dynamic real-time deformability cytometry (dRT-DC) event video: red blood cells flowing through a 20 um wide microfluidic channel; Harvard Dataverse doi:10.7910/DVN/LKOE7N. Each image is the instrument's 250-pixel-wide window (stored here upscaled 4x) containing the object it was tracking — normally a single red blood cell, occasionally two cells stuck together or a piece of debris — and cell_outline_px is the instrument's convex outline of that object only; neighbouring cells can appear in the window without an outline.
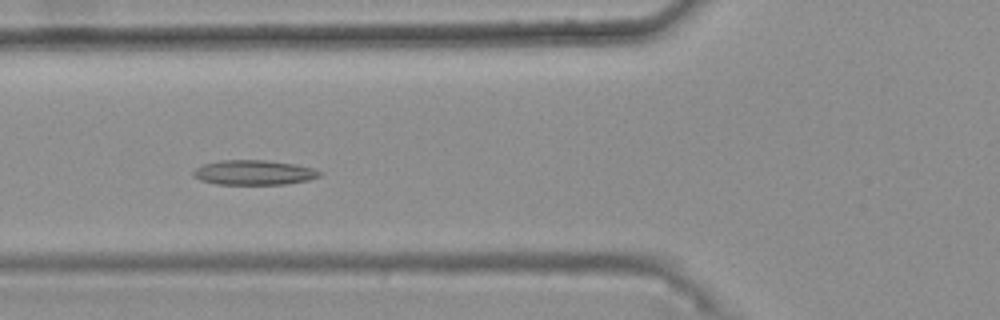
{"species": "common noctule bat (a hibernating species)", "species_latin": "Nyctalus noctula", "temperature_condition": "warm", "stored_images_in_passage": 46, "camera_frame_rate_fps": 3000, "um_per_image_px": 0.085, "animal": {"sex": "female", "body_mass_g": 25.1}, "frame": {"image": 1, "passage_image": 20, "time_ms": 6.333, "image_size_px": [1000, 320], "cell_outline_px": [[324, 172], [320, 176], [308, 180], [284, 184], [216, 184], [200, 180], [192, 176], [192, 172], [196, 168], [204, 164], [220, 160], [264, 160], [296, 164], [312, 168]], "centroid_in_image_um": [21.58, 14.66], "position_along_channel_um": 104.2, "area_um2": 18.26}}
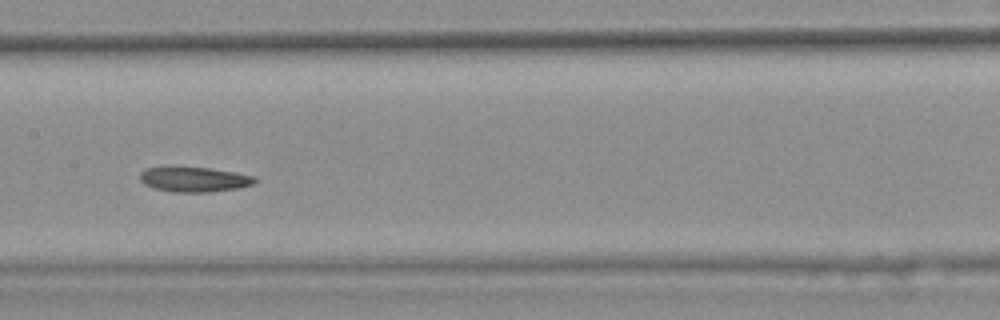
{"frame": {"image": 2, "passage_image": 27, "time_ms": 8.667, "image_size_px": [1000, 320], "cell_outline_px": [[256, 180], [252, 184], [240, 188], [208, 192], [172, 192], [152, 188], [144, 184], [140, 180], [140, 172], [144, 168], [164, 164], [168, 164], [208, 168], [236, 172], [256, 176]], "centroid_in_image_um": [16.41, 15.2], "position_along_channel_um": 191.0, "area_um2": 17.57}}
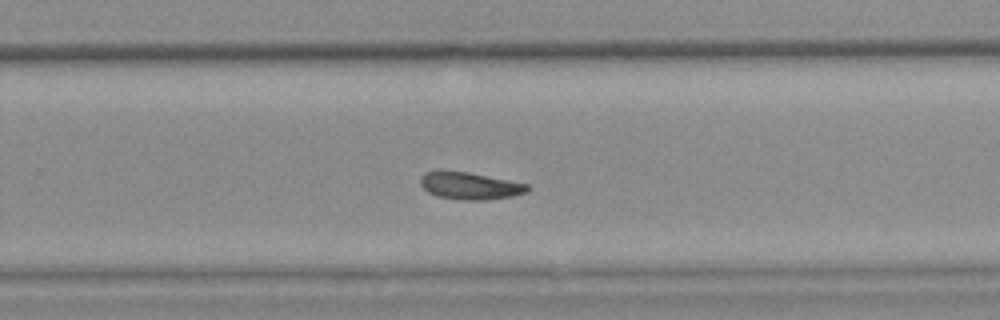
{"frame": {"image": 3, "passage_image": 35, "time_ms": 11.333, "image_size_px": [1000, 320], "cell_outline_px": [[532, 188], [528, 192], [512, 196], [484, 200], [464, 200], [436, 196], [428, 192], [420, 184], [420, 176], [424, 172], [468, 172], [528, 184]], "centroid_in_image_um": [39.98, 15.81], "position_along_channel_um": 289.8, "area_um2": 16.76}, "authors_computed_cell_mechanics": {"area_um2": 17.6001, "velocity_mm_per_s": 3.7174, "shape_relaxation_time_tau1_ms": null, "shape_relaxation_time_tau2_ms": 7.3016, "deformation_change_tau1": null, "deformation_change_tau2": 0.1364}}